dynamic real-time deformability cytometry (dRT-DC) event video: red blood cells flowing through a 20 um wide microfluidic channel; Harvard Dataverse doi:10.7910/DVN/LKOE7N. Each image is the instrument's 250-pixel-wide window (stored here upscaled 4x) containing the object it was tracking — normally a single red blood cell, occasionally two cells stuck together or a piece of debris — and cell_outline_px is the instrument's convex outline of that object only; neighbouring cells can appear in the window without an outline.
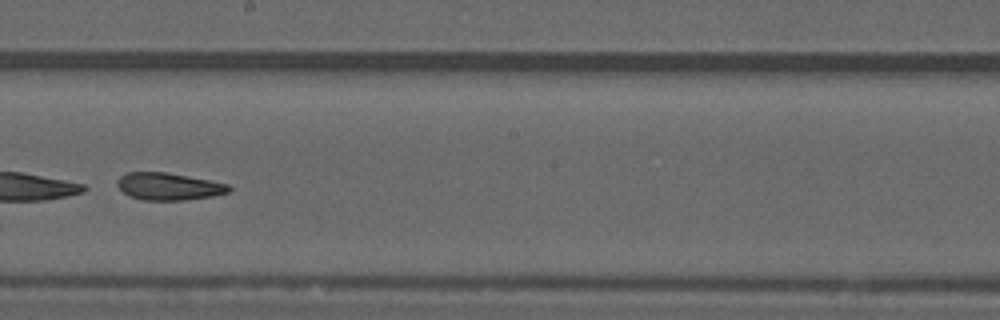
{"species": "common noctule bat (a hibernating species)", "species_latin": "Nyctalus noctula", "temperature_condition": "warm", "stored_images_in_passage": 50, "camera_frame_rate_fps": 3000, "um_per_image_px": 0.085, "animal": {"sex": "male", "forearm_length_mm": 52.5}, "frame": {"image": 1, "passage_image": 29, "time_ms": 9.333, "image_size_px": [1000, 320], "cell_outline_px": [[232, 188], [228, 192], [212, 196], [184, 200], [144, 200], [128, 196], [116, 184], [116, 180], [120, 176], [128, 172], [168, 172], [228, 184]], "centroid_in_image_um": [14.31, 15.84], "position_along_channel_um": 233.9, "area_um2": 17.69}}